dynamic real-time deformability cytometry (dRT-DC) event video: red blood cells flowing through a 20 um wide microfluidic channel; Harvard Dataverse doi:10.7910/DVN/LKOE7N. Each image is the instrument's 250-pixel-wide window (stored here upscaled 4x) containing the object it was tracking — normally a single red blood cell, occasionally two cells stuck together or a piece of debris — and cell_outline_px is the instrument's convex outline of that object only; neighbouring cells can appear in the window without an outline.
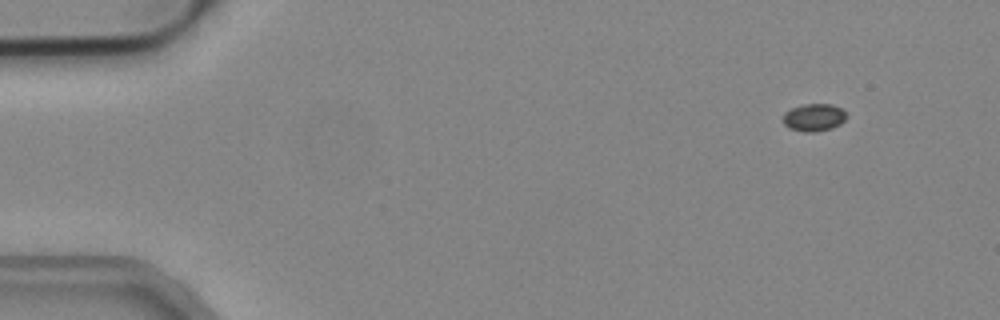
{"species": "common noctule bat (a hibernating species)", "species_latin": "Nyctalus noctula", "temperature_condition": "cold", "stored_images_in_passage": 54, "camera_frame_rate_fps": 3000, "um_per_image_px": 0.085, "animal": {"sex": "male", "body_mass_g": 19.2, "forearm_length_mm": 51.8}, "frame": {"image": 1, "passage_image": 6, "time_ms": 1.667, "image_size_px": [1000, 320], "cell_outline_px": [[848, 116], [840, 124], [832, 128], [816, 132], [804, 132], [788, 128], [784, 124], [784, 112], [792, 108], [804, 104], [832, 104], [840, 108]], "centroid_in_image_um": [69.18, 9.99], "position_along_channel_um": 15.8, "area_um2": 10.17}}
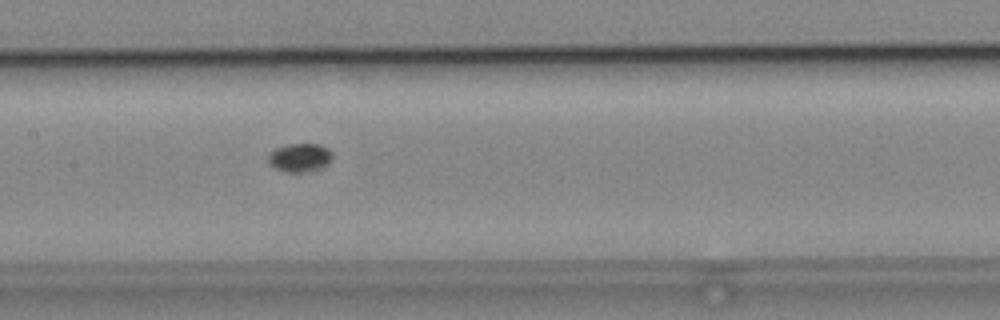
{"frame": {"image": 2, "passage_image": 27, "time_ms": 8.667, "image_size_px": [1000, 320], "cell_outline_px": [[332, 160], [328, 164], [304, 172], [284, 172], [272, 168], [268, 164], [268, 156], [276, 148], [284, 144], [320, 144], [328, 148], [332, 152]], "centroid_in_image_um": [25.46, 13.39], "position_along_channel_um": 181.9, "area_um2": 10.75}}
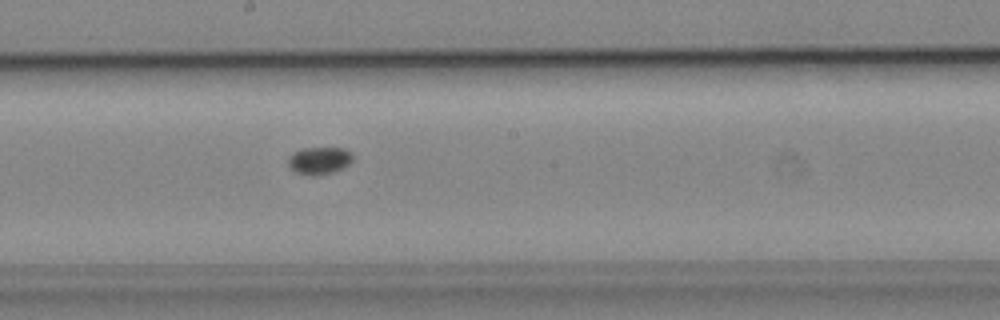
{"frame": {"image": 3, "passage_image": 30, "time_ms": 9.667, "image_size_px": [1000, 320], "cell_outline_px": [[352, 160], [348, 164], [332, 172], [312, 176], [296, 172], [288, 164], [288, 156], [292, 152], [300, 148], [344, 148], [352, 152]], "centroid_in_image_um": [27.11, 13.62], "position_along_channel_um": 221.1, "area_um2": 10.23}}